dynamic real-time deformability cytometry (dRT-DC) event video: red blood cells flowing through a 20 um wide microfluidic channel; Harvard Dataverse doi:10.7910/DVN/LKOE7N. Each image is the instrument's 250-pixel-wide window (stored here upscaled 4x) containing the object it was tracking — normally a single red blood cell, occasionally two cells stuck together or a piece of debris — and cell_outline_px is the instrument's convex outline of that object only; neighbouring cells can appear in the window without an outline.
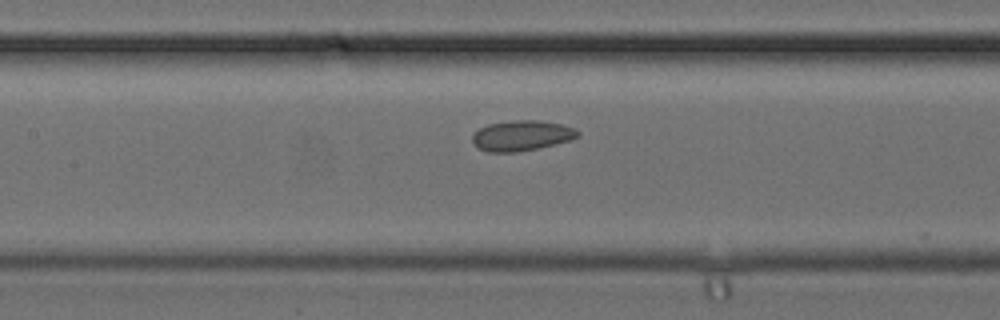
{"species": "common noctule bat (a hibernating species)", "species_latin": "Nyctalus noctula", "temperature_condition": "cold", "stored_images_in_passage": 22, "camera_frame_rate_fps": 3000, "um_per_image_px": 0.085, "animal": {"sex": "female", "body_mass_g": 24.6, "forearm_length_mm": 56.2}, "frame": {"image": 1, "passage_image": 18, "time_ms": 5.667, "image_size_px": [1000, 320], "cell_outline_px": [[580, 136], [556, 144], [540, 148], [516, 152], [488, 152], [480, 148], [472, 140], [472, 136], [480, 128], [488, 124], [512, 120], [540, 120], [560, 124], [576, 128], [580, 132]], "centroid_in_image_um": [44.38, 11.52], "position_along_channel_um": 163.0, "area_um2": 18.61}}
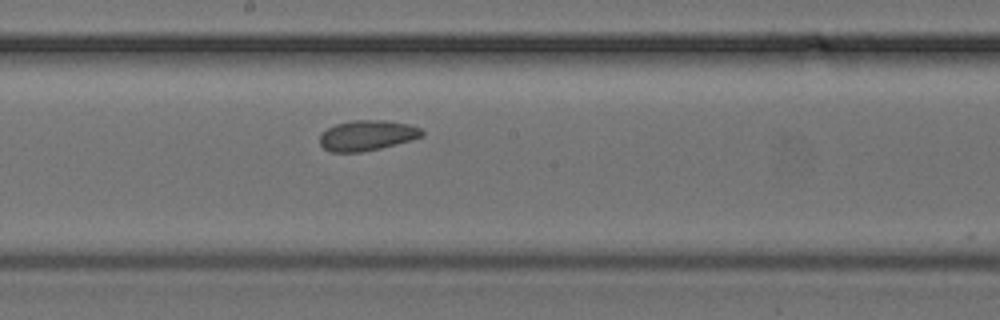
{"frame": {"image": 2, "passage_image": 21, "time_ms": 6.667, "image_size_px": [1000, 320], "cell_outline_px": [[424, 136], [380, 148], [360, 152], [332, 152], [324, 148], [320, 144], [320, 136], [328, 128], [336, 124], [352, 120], [384, 120], [408, 124], [420, 128], [424, 132]], "centroid_in_image_um": [31.2, 11.5], "position_along_channel_um": 217.0, "area_um2": 17.86}}